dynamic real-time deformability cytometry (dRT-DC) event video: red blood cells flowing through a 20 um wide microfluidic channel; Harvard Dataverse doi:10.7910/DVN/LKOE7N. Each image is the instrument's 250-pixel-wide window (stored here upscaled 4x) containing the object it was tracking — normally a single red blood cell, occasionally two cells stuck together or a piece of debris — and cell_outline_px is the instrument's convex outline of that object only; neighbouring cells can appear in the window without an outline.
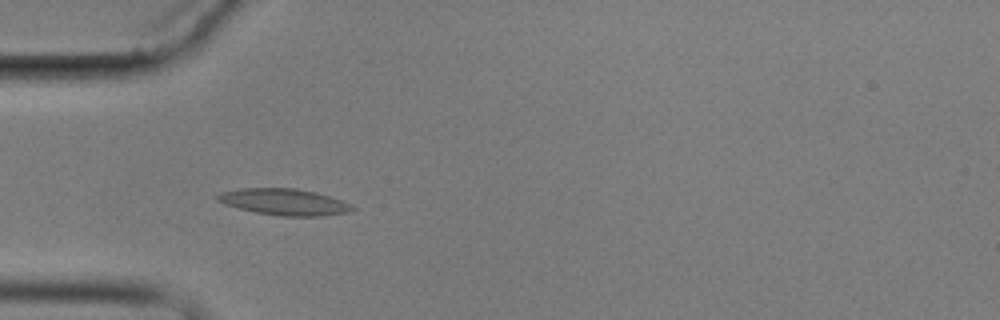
{"species": "common noctule bat (a hibernating species)", "species_latin": "Nyctalus noctula", "temperature_condition": "cold", "stored_images_in_passage": 4, "camera_frame_rate_fps": 3000, "um_per_image_px": 0.085, "animal": {"sex": "male", "body_mass_g": 17.9}, "frame": {"image": 1, "passage_image": 3, "time_ms": 2.333, "image_size_px": [1000, 320], "cell_outline_px": [[356, 208], [348, 212], [320, 216], [280, 216], [256, 212], [224, 204], [216, 200], [216, 196], [220, 192], [240, 188], [296, 188], [316, 192], [352, 204]], "centroid_in_image_um": [24.14, 17.16], "position_along_channel_um": 60.9, "area_um2": 20.69}}
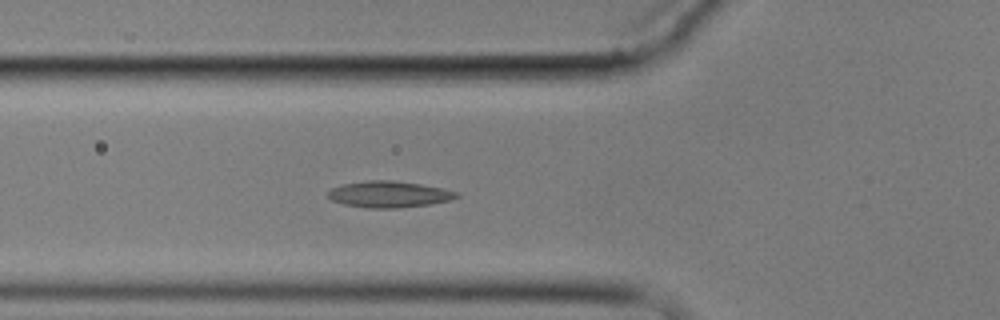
{"frame": {"image": 2, "passage_image": 4, "time_ms": 3.333, "image_size_px": [1000, 320], "cell_outline_px": [[460, 196], [452, 200], [428, 204], [400, 208], [368, 208], [344, 204], [332, 200], [328, 196], [328, 192], [332, 188], [344, 184], [368, 180], [392, 180], [420, 184], [460, 192]], "centroid_in_image_um": [33.1, 16.52], "position_along_channel_um": 92.7, "area_um2": 19.65}}